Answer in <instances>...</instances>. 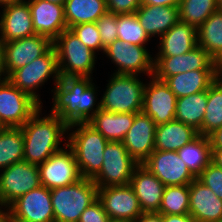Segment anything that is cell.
<instances>
[{
	"label": "cell",
	"mask_w": 222,
	"mask_h": 222,
	"mask_svg": "<svg viewBox=\"0 0 222 222\" xmlns=\"http://www.w3.org/2000/svg\"><path fill=\"white\" fill-rule=\"evenodd\" d=\"M41 110L42 107L21 127L24 137L23 161L38 166L62 150L64 147L60 143L68 138V125L51 113L40 117Z\"/></svg>",
	"instance_id": "7a4b0ae2"
},
{
	"label": "cell",
	"mask_w": 222,
	"mask_h": 222,
	"mask_svg": "<svg viewBox=\"0 0 222 222\" xmlns=\"http://www.w3.org/2000/svg\"><path fill=\"white\" fill-rule=\"evenodd\" d=\"M7 128V126L2 122V119L0 117V130Z\"/></svg>",
	"instance_id": "9f6ffc18"
},
{
	"label": "cell",
	"mask_w": 222,
	"mask_h": 222,
	"mask_svg": "<svg viewBox=\"0 0 222 222\" xmlns=\"http://www.w3.org/2000/svg\"><path fill=\"white\" fill-rule=\"evenodd\" d=\"M69 30L75 34L79 40L96 53V51H102L104 53V47L101 42V36L98 32V26L96 22L82 23L74 25Z\"/></svg>",
	"instance_id": "74e56055"
},
{
	"label": "cell",
	"mask_w": 222,
	"mask_h": 222,
	"mask_svg": "<svg viewBox=\"0 0 222 222\" xmlns=\"http://www.w3.org/2000/svg\"><path fill=\"white\" fill-rule=\"evenodd\" d=\"M158 213L189 214V185L165 186Z\"/></svg>",
	"instance_id": "d590c367"
},
{
	"label": "cell",
	"mask_w": 222,
	"mask_h": 222,
	"mask_svg": "<svg viewBox=\"0 0 222 222\" xmlns=\"http://www.w3.org/2000/svg\"><path fill=\"white\" fill-rule=\"evenodd\" d=\"M106 11V0H66L64 3L68 29L74 25L96 22Z\"/></svg>",
	"instance_id": "f1b7e54d"
},
{
	"label": "cell",
	"mask_w": 222,
	"mask_h": 222,
	"mask_svg": "<svg viewBox=\"0 0 222 222\" xmlns=\"http://www.w3.org/2000/svg\"><path fill=\"white\" fill-rule=\"evenodd\" d=\"M117 27L118 39L131 45L145 46L151 39L139 23L136 13L118 14Z\"/></svg>",
	"instance_id": "8d00e7d4"
},
{
	"label": "cell",
	"mask_w": 222,
	"mask_h": 222,
	"mask_svg": "<svg viewBox=\"0 0 222 222\" xmlns=\"http://www.w3.org/2000/svg\"><path fill=\"white\" fill-rule=\"evenodd\" d=\"M0 171V203L7 207L41 185L38 165L21 161Z\"/></svg>",
	"instance_id": "9c48e42d"
},
{
	"label": "cell",
	"mask_w": 222,
	"mask_h": 222,
	"mask_svg": "<svg viewBox=\"0 0 222 222\" xmlns=\"http://www.w3.org/2000/svg\"><path fill=\"white\" fill-rule=\"evenodd\" d=\"M222 126V75L207 90V105L199 135L208 136Z\"/></svg>",
	"instance_id": "836d02e7"
},
{
	"label": "cell",
	"mask_w": 222,
	"mask_h": 222,
	"mask_svg": "<svg viewBox=\"0 0 222 222\" xmlns=\"http://www.w3.org/2000/svg\"><path fill=\"white\" fill-rule=\"evenodd\" d=\"M142 165L165 186L189 185L196 179L177 151L154 150Z\"/></svg>",
	"instance_id": "9a60e30c"
},
{
	"label": "cell",
	"mask_w": 222,
	"mask_h": 222,
	"mask_svg": "<svg viewBox=\"0 0 222 222\" xmlns=\"http://www.w3.org/2000/svg\"><path fill=\"white\" fill-rule=\"evenodd\" d=\"M217 10V0H181L180 21L197 29Z\"/></svg>",
	"instance_id": "e575fe53"
},
{
	"label": "cell",
	"mask_w": 222,
	"mask_h": 222,
	"mask_svg": "<svg viewBox=\"0 0 222 222\" xmlns=\"http://www.w3.org/2000/svg\"><path fill=\"white\" fill-rule=\"evenodd\" d=\"M60 77H91L97 53L84 45L69 29L54 41ZM96 54V55H95Z\"/></svg>",
	"instance_id": "5b68a950"
},
{
	"label": "cell",
	"mask_w": 222,
	"mask_h": 222,
	"mask_svg": "<svg viewBox=\"0 0 222 222\" xmlns=\"http://www.w3.org/2000/svg\"><path fill=\"white\" fill-rule=\"evenodd\" d=\"M24 137L21 127L0 130V170L23 161Z\"/></svg>",
	"instance_id": "d6a6232c"
},
{
	"label": "cell",
	"mask_w": 222,
	"mask_h": 222,
	"mask_svg": "<svg viewBox=\"0 0 222 222\" xmlns=\"http://www.w3.org/2000/svg\"><path fill=\"white\" fill-rule=\"evenodd\" d=\"M211 148H222V126L208 135Z\"/></svg>",
	"instance_id": "f6af8a7d"
},
{
	"label": "cell",
	"mask_w": 222,
	"mask_h": 222,
	"mask_svg": "<svg viewBox=\"0 0 222 222\" xmlns=\"http://www.w3.org/2000/svg\"><path fill=\"white\" fill-rule=\"evenodd\" d=\"M218 10L222 11V0H217Z\"/></svg>",
	"instance_id": "11a10c76"
},
{
	"label": "cell",
	"mask_w": 222,
	"mask_h": 222,
	"mask_svg": "<svg viewBox=\"0 0 222 222\" xmlns=\"http://www.w3.org/2000/svg\"><path fill=\"white\" fill-rule=\"evenodd\" d=\"M7 79L8 75L5 70L4 47L3 44L0 42V83L6 81Z\"/></svg>",
	"instance_id": "7dc6e473"
},
{
	"label": "cell",
	"mask_w": 222,
	"mask_h": 222,
	"mask_svg": "<svg viewBox=\"0 0 222 222\" xmlns=\"http://www.w3.org/2000/svg\"><path fill=\"white\" fill-rule=\"evenodd\" d=\"M177 153L195 178L211 163V146L208 136L198 135Z\"/></svg>",
	"instance_id": "f546056e"
},
{
	"label": "cell",
	"mask_w": 222,
	"mask_h": 222,
	"mask_svg": "<svg viewBox=\"0 0 222 222\" xmlns=\"http://www.w3.org/2000/svg\"><path fill=\"white\" fill-rule=\"evenodd\" d=\"M98 199L110 219L134 222L143 213L130 185L98 188Z\"/></svg>",
	"instance_id": "e0dca14e"
},
{
	"label": "cell",
	"mask_w": 222,
	"mask_h": 222,
	"mask_svg": "<svg viewBox=\"0 0 222 222\" xmlns=\"http://www.w3.org/2000/svg\"><path fill=\"white\" fill-rule=\"evenodd\" d=\"M207 105V90L177 98L175 120L199 131Z\"/></svg>",
	"instance_id": "4dcf8cb0"
},
{
	"label": "cell",
	"mask_w": 222,
	"mask_h": 222,
	"mask_svg": "<svg viewBox=\"0 0 222 222\" xmlns=\"http://www.w3.org/2000/svg\"><path fill=\"white\" fill-rule=\"evenodd\" d=\"M216 67H217L218 73L222 75V55L216 60Z\"/></svg>",
	"instance_id": "816d5d0a"
},
{
	"label": "cell",
	"mask_w": 222,
	"mask_h": 222,
	"mask_svg": "<svg viewBox=\"0 0 222 222\" xmlns=\"http://www.w3.org/2000/svg\"><path fill=\"white\" fill-rule=\"evenodd\" d=\"M107 11L115 14L135 13L141 6V0H106Z\"/></svg>",
	"instance_id": "b9f144b4"
},
{
	"label": "cell",
	"mask_w": 222,
	"mask_h": 222,
	"mask_svg": "<svg viewBox=\"0 0 222 222\" xmlns=\"http://www.w3.org/2000/svg\"><path fill=\"white\" fill-rule=\"evenodd\" d=\"M9 222H55L50 189L40 185L15 200L9 206Z\"/></svg>",
	"instance_id": "8fae6325"
},
{
	"label": "cell",
	"mask_w": 222,
	"mask_h": 222,
	"mask_svg": "<svg viewBox=\"0 0 222 222\" xmlns=\"http://www.w3.org/2000/svg\"><path fill=\"white\" fill-rule=\"evenodd\" d=\"M156 127L150 116L143 112L135 114L133 124L122 143L138 164H142L155 150Z\"/></svg>",
	"instance_id": "d6986e66"
},
{
	"label": "cell",
	"mask_w": 222,
	"mask_h": 222,
	"mask_svg": "<svg viewBox=\"0 0 222 222\" xmlns=\"http://www.w3.org/2000/svg\"><path fill=\"white\" fill-rule=\"evenodd\" d=\"M68 133L67 145L74 152L81 177L93 179L102 168L103 152L108 140L87 122L68 125Z\"/></svg>",
	"instance_id": "3957f363"
},
{
	"label": "cell",
	"mask_w": 222,
	"mask_h": 222,
	"mask_svg": "<svg viewBox=\"0 0 222 222\" xmlns=\"http://www.w3.org/2000/svg\"><path fill=\"white\" fill-rule=\"evenodd\" d=\"M33 28L36 34L49 38L52 42L66 29L64 5L46 0H27Z\"/></svg>",
	"instance_id": "ffe728a7"
},
{
	"label": "cell",
	"mask_w": 222,
	"mask_h": 222,
	"mask_svg": "<svg viewBox=\"0 0 222 222\" xmlns=\"http://www.w3.org/2000/svg\"><path fill=\"white\" fill-rule=\"evenodd\" d=\"M46 1L54 3V4L64 5L66 0H46Z\"/></svg>",
	"instance_id": "f5cc1de1"
},
{
	"label": "cell",
	"mask_w": 222,
	"mask_h": 222,
	"mask_svg": "<svg viewBox=\"0 0 222 222\" xmlns=\"http://www.w3.org/2000/svg\"><path fill=\"white\" fill-rule=\"evenodd\" d=\"M218 70H194L168 77L164 82L177 98L208 90L218 78Z\"/></svg>",
	"instance_id": "83f0119b"
},
{
	"label": "cell",
	"mask_w": 222,
	"mask_h": 222,
	"mask_svg": "<svg viewBox=\"0 0 222 222\" xmlns=\"http://www.w3.org/2000/svg\"><path fill=\"white\" fill-rule=\"evenodd\" d=\"M181 0H141V5L179 7Z\"/></svg>",
	"instance_id": "bcb514c9"
},
{
	"label": "cell",
	"mask_w": 222,
	"mask_h": 222,
	"mask_svg": "<svg viewBox=\"0 0 222 222\" xmlns=\"http://www.w3.org/2000/svg\"><path fill=\"white\" fill-rule=\"evenodd\" d=\"M109 222H133V221H130V220H121V219H110Z\"/></svg>",
	"instance_id": "db71d44e"
},
{
	"label": "cell",
	"mask_w": 222,
	"mask_h": 222,
	"mask_svg": "<svg viewBox=\"0 0 222 222\" xmlns=\"http://www.w3.org/2000/svg\"><path fill=\"white\" fill-rule=\"evenodd\" d=\"M153 60V76L162 81L188 71L217 70L215 59L199 45L183 55L154 57Z\"/></svg>",
	"instance_id": "5bb4252c"
},
{
	"label": "cell",
	"mask_w": 222,
	"mask_h": 222,
	"mask_svg": "<svg viewBox=\"0 0 222 222\" xmlns=\"http://www.w3.org/2000/svg\"><path fill=\"white\" fill-rule=\"evenodd\" d=\"M135 13L150 38H160L180 21L179 7L141 5Z\"/></svg>",
	"instance_id": "cb8c5ba5"
},
{
	"label": "cell",
	"mask_w": 222,
	"mask_h": 222,
	"mask_svg": "<svg viewBox=\"0 0 222 222\" xmlns=\"http://www.w3.org/2000/svg\"><path fill=\"white\" fill-rule=\"evenodd\" d=\"M143 212H158L162 203L165 185L146 167L139 164L130 179Z\"/></svg>",
	"instance_id": "603a6c76"
},
{
	"label": "cell",
	"mask_w": 222,
	"mask_h": 222,
	"mask_svg": "<svg viewBox=\"0 0 222 222\" xmlns=\"http://www.w3.org/2000/svg\"><path fill=\"white\" fill-rule=\"evenodd\" d=\"M159 52L155 57L183 55L198 45L197 29L179 21L159 39Z\"/></svg>",
	"instance_id": "d4e9b609"
},
{
	"label": "cell",
	"mask_w": 222,
	"mask_h": 222,
	"mask_svg": "<svg viewBox=\"0 0 222 222\" xmlns=\"http://www.w3.org/2000/svg\"><path fill=\"white\" fill-rule=\"evenodd\" d=\"M21 1L23 0H0V6L3 7L9 4L19 3Z\"/></svg>",
	"instance_id": "f907efd6"
},
{
	"label": "cell",
	"mask_w": 222,
	"mask_h": 222,
	"mask_svg": "<svg viewBox=\"0 0 222 222\" xmlns=\"http://www.w3.org/2000/svg\"><path fill=\"white\" fill-rule=\"evenodd\" d=\"M2 206L5 208H3ZM2 209H6V210H2ZM0 222H9V207L5 206L2 203H0Z\"/></svg>",
	"instance_id": "681fc988"
},
{
	"label": "cell",
	"mask_w": 222,
	"mask_h": 222,
	"mask_svg": "<svg viewBox=\"0 0 222 222\" xmlns=\"http://www.w3.org/2000/svg\"><path fill=\"white\" fill-rule=\"evenodd\" d=\"M206 187L210 188L219 199H222V168L211 162L197 177Z\"/></svg>",
	"instance_id": "ab89813d"
},
{
	"label": "cell",
	"mask_w": 222,
	"mask_h": 222,
	"mask_svg": "<svg viewBox=\"0 0 222 222\" xmlns=\"http://www.w3.org/2000/svg\"><path fill=\"white\" fill-rule=\"evenodd\" d=\"M103 204L99 199L89 205L81 214L78 222H109Z\"/></svg>",
	"instance_id": "60d3db41"
},
{
	"label": "cell",
	"mask_w": 222,
	"mask_h": 222,
	"mask_svg": "<svg viewBox=\"0 0 222 222\" xmlns=\"http://www.w3.org/2000/svg\"><path fill=\"white\" fill-rule=\"evenodd\" d=\"M117 18L118 14L106 11L96 21L104 49L118 39Z\"/></svg>",
	"instance_id": "f35d334b"
},
{
	"label": "cell",
	"mask_w": 222,
	"mask_h": 222,
	"mask_svg": "<svg viewBox=\"0 0 222 222\" xmlns=\"http://www.w3.org/2000/svg\"><path fill=\"white\" fill-rule=\"evenodd\" d=\"M198 45L215 61L222 55V11H215L197 28Z\"/></svg>",
	"instance_id": "1f68e13d"
},
{
	"label": "cell",
	"mask_w": 222,
	"mask_h": 222,
	"mask_svg": "<svg viewBox=\"0 0 222 222\" xmlns=\"http://www.w3.org/2000/svg\"><path fill=\"white\" fill-rule=\"evenodd\" d=\"M100 99L101 109L113 113L142 112L145 83L139 75L112 74Z\"/></svg>",
	"instance_id": "8992f818"
},
{
	"label": "cell",
	"mask_w": 222,
	"mask_h": 222,
	"mask_svg": "<svg viewBox=\"0 0 222 222\" xmlns=\"http://www.w3.org/2000/svg\"><path fill=\"white\" fill-rule=\"evenodd\" d=\"M189 214L197 222H222V199L197 178L189 184Z\"/></svg>",
	"instance_id": "7402d4cb"
},
{
	"label": "cell",
	"mask_w": 222,
	"mask_h": 222,
	"mask_svg": "<svg viewBox=\"0 0 222 222\" xmlns=\"http://www.w3.org/2000/svg\"><path fill=\"white\" fill-rule=\"evenodd\" d=\"M163 222H197L190 214H162Z\"/></svg>",
	"instance_id": "7bdbcfd3"
},
{
	"label": "cell",
	"mask_w": 222,
	"mask_h": 222,
	"mask_svg": "<svg viewBox=\"0 0 222 222\" xmlns=\"http://www.w3.org/2000/svg\"><path fill=\"white\" fill-rule=\"evenodd\" d=\"M192 126L177 120L157 125L154 142L155 150L178 151L198 136Z\"/></svg>",
	"instance_id": "484cf974"
},
{
	"label": "cell",
	"mask_w": 222,
	"mask_h": 222,
	"mask_svg": "<svg viewBox=\"0 0 222 222\" xmlns=\"http://www.w3.org/2000/svg\"><path fill=\"white\" fill-rule=\"evenodd\" d=\"M55 222H78L82 212L98 199V187L92 179L50 189Z\"/></svg>",
	"instance_id": "277c9868"
},
{
	"label": "cell",
	"mask_w": 222,
	"mask_h": 222,
	"mask_svg": "<svg viewBox=\"0 0 222 222\" xmlns=\"http://www.w3.org/2000/svg\"><path fill=\"white\" fill-rule=\"evenodd\" d=\"M50 77L54 80L55 85L61 78L58 68L57 53L54 46L41 57L36 58L26 66L14 70L8 76V80L43 107L40 95L36 93V90L44 85Z\"/></svg>",
	"instance_id": "52a82bcc"
},
{
	"label": "cell",
	"mask_w": 222,
	"mask_h": 222,
	"mask_svg": "<svg viewBox=\"0 0 222 222\" xmlns=\"http://www.w3.org/2000/svg\"><path fill=\"white\" fill-rule=\"evenodd\" d=\"M0 12V42L5 43L35 35L33 21L28 2L23 0L19 3L1 7Z\"/></svg>",
	"instance_id": "44dd1931"
},
{
	"label": "cell",
	"mask_w": 222,
	"mask_h": 222,
	"mask_svg": "<svg viewBox=\"0 0 222 222\" xmlns=\"http://www.w3.org/2000/svg\"><path fill=\"white\" fill-rule=\"evenodd\" d=\"M145 85L142 112L156 125L175 120L177 97L162 80L151 76Z\"/></svg>",
	"instance_id": "2e32d148"
},
{
	"label": "cell",
	"mask_w": 222,
	"mask_h": 222,
	"mask_svg": "<svg viewBox=\"0 0 222 222\" xmlns=\"http://www.w3.org/2000/svg\"><path fill=\"white\" fill-rule=\"evenodd\" d=\"M138 165L122 142L108 141L103 152L102 168L92 180L98 188L129 185Z\"/></svg>",
	"instance_id": "ba28073f"
},
{
	"label": "cell",
	"mask_w": 222,
	"mask_h": 222,
	"mask_svg": "<svg viewBox=\"0 0 222 222\" xmlns=\"http://www.w3.org/2000/svg\"><path fill=\"white\" fill-rule=\"evenodd\" d=\"M117 70L115 74L138 75L144 73L153 76V57L145 46L131 45L119 39L104 49ZM146 72V73H145Z\"/></svg>",
	"instance_id": "30bf717a"
},
{
	"label": "cell",
	"mask_w": 222,
	"mask_h": 222,
	"mask_svg": "<svg viewBox=\"0 0 222 222\" xmlns=\"http://www.w3.org/2000/svg\"><path fill=\"white\" fill-rule=\"evenodd\" d=\"M2 44L4 47L5 70L8 76L14 70L41 57L53 46V42L49 38L38 34Z\"/></svg>",
	"instance_id": "ac0fdd59"
},
{
	"label": "cell",
	"mask_w": 222,
	"mask_h": 222,
	"mask_svg": "<svg viewBox=\"0 0 222 222\" xmlns=\"http://www.w3.org/2000/svg\"><path fill=\"white\" fill-rule=\"evenodd\" d=\"M211 162L222 168V148H211Z\"/></svg>",
	"instance_id": "c3c4849f"
},
{
	"label": "cell",
	"mask_w": 222,
	"mask_h": 222,
	"mask_svg": "<svg viewBox=\"0 0 222 222\" xmlns=\"http://www.w3.org/2000/svg\"><path fill=\"white\" fill-rule=\"evenodd\" d=\"M134 113H113L100 109L87 123L108 141L122 142L134 121Z\"/></svg>",
	"instance_id": "4316f807"
},
{
	"label": "cell",
	"mask_w": 222,
	"mask_h": 222,
	"mask_svg": "<svg viewBox=\"0 0 222 222\" xmlns=\"http://www.w3.org/2000/svg\"><path fill=\"white\" fill-rule=\"evenodd\" d=\"M40 107L8 79L0 83V117L7 127H22Z\"/></svg>",
	"instance_id": "7c38bea8"
},
{
	"label": "cell",
	"mask_w": 222,
	"mask_h": 222,
	"mask_svg": "<svg viewBox=\"0 0 222 222\" xmlns=\"http://www.w3.org/2000/svg\"><path fill=\"white\" fill-rule=\"evenodd\" d=\"M63 146L66 148L56 152L38 166L40 183L48 189L68 186L82 178L73 150L67 142Z\"/></svg>",
	"instance_id": "4fadbf2b"
},
{
	"label": "cell",
	"mask_w": 222,
	"mask_h": 222,
	"mask_svg": "<svg viewBox=\"0 0 222 222\" xmlns=\"http://www.w3.org/2000/svg\"><path fill=\"white\" fill-rule=\"evenodd\" d=\"M92 81V77H61L51 90L53 105L50 113L67 125L87 122L101 109V101H97L96 95L98 90Z\"/></svg>",
	"instance_id": "6da1fadb"
},
{
	"label": "cell",
	"mask_w": 222,
	"mask_h": 222,
	"mask_svg": "<svg viewBox=\"0 0 222 222\" xmlns=\"http://www.w3.org/2000/svg\"><path fill=\"white\" fill-rule=\"evenodd\" d=\"M134 222H163V218L158 212H143Z\"/></svg>",
	"instance_id": "ee69618b"
}]
</instances>
